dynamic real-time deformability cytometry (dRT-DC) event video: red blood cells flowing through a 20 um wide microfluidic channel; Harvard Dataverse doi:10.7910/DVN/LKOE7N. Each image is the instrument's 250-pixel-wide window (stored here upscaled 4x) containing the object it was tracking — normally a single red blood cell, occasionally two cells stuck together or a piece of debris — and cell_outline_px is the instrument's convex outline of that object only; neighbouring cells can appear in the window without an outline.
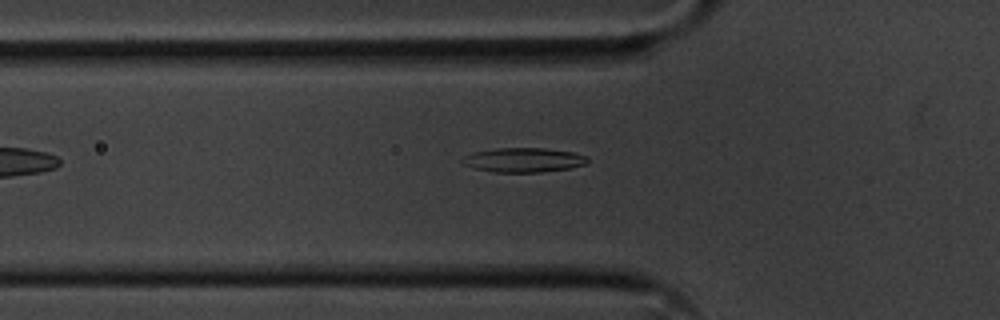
{"species": "common noctule bat (a hibernating species)", "species_latin": "Nyctalus noctula", "temperature_condition": "cold", "stored_images_in_passage": 32, "camera_frame_rate_fps": 3000, "um_per_image_px": 0.085, "animal": {"sex": "male", "body_mass_g": 20.1, "forearm_length_mm": 53.5}, "frame": {"image": 1, "passage_image": 2, "time_ms": 0.333, "image_size_px": [1000, 320], "cell_outline_px": [[588, 160], [584, 164], [568, 168], [540, 172], [492, 172], [476, 168], [464, 164], [460, 160], [464, 156], [476, 152], [496, 148], [544, 148], [572, 152], [588, 156]], "centroid_in_image_um": [44.5, 13.59], "position_along_channel_um": 81.3, "area_um2": 17.57}}
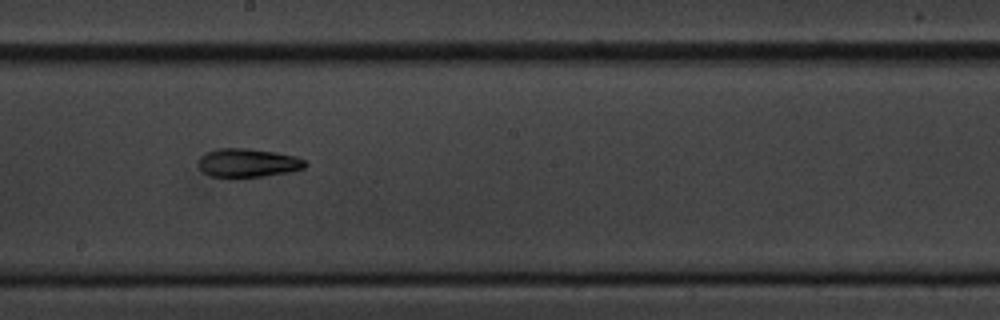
{"frame": {"image": 2, "passage_image": 14, "time_ms": 4.333, "image_size_px": [1000, 320], "cell_outline_px": [[308, 164], [304, 168], [292, 172], [236, 180], [228, 180], [208, 176], [200, 168], [200, 156], [216, 148], [248, 148], [276, 152], [296, 156], [304, 160]], "centroid_in_image_um": [21.06, 13.89], "position_along_channel_um": 227.1, "area_um2": 18.61}}
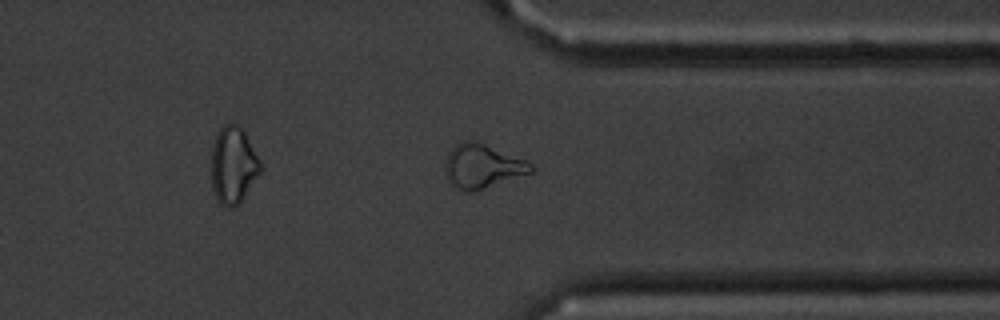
{"frame": {"image": 3, "passage_image": 26, "time_ms": 8.333, "image_size_px": [1000, 320], "cell_outline_px": [[536, 168], [532, 172], [472, 192], [464, 192], [448, 184], [444, 172], [444, 160], [448, 152], [460, 140], [472, 140], [484, 144], [528, 160]], "centroid_in_image_um": [40.95, 14.13], "position_along_channel_um": 370.5, "area_um2": 22.37}, "authors_computed_cell_mechanics": {"area_um2": 17.629, "velocity_mm_per_s": 3.6241, "shape_relaxation_time_tau1_ms": 4.5963, "shape_relaxation_time_tau2_ms": 7.2221, "deformation_change_tau1": 0.1364, "deformation_change_tau2": 0.1611}}